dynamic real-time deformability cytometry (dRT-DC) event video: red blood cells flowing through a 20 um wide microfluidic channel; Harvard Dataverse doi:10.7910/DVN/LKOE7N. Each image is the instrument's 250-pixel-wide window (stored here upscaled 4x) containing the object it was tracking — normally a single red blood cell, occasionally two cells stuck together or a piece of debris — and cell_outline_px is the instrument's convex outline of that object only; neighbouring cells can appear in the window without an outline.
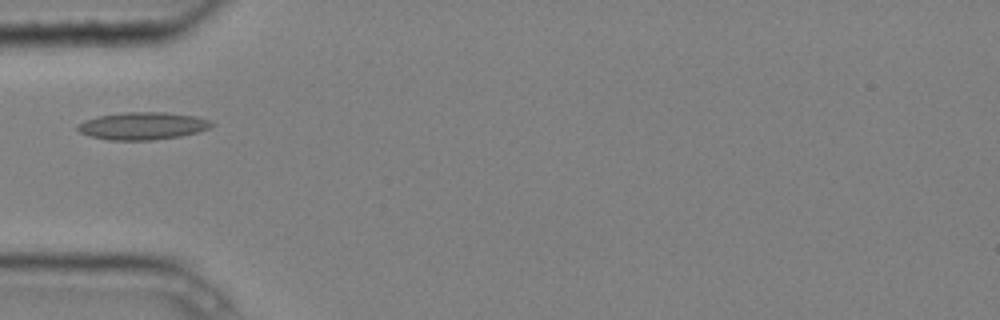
{"species": "common noctule bat (a hibernating species)", "species_latin": "Nyctalus noctula", "temperature_condition": "cold", "stored_images_in_passage": 5, "camera_frame_rate_fps": 3000, "um_per_image_px": 0.085, "animal": {"sex": "male", "body_mass_g": 20.4}, "frame": {"image": 1, "passage_image": 5, "time_ms": 1.333, "image_size_px": [1000, 320], "cell_outline_px": [[216, 124], [208, 128], [196, 132], [180, 136], [152, 140], [108, 140], [88, 136], [80, 132], [76, 128], [76, 124], [84, 120], [96, 116], [124, 112], [168, 112], [196, 116], [212, 120]], "centroid_in_image_um": [12.1, 10.69], "position_along_channel_um": 72.9, "area_um2": 21.73}}